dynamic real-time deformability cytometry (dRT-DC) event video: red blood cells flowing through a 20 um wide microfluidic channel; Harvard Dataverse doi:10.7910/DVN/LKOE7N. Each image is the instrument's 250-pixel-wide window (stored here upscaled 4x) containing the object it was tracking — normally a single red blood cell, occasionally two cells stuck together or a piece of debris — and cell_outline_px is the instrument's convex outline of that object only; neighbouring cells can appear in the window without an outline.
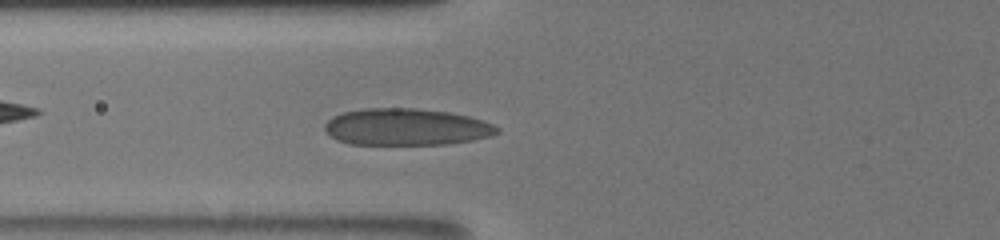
{"species": "human", "species_latin": "Homo sapiens", "temperature_condition": "room temperature", "stored_images_in_passage": 19, "camera_frame_rate_fps": 3000, "um_per_image_px": 0.085, "donor": {"sex": "male"}, "frame": {"image": 1, "passage_image": 11, "time_ms": 5.667, "image_size_px": [1000, 240], "cell_outline_px": [[500, 132], [488, 136], [472, 140], [448, 144], [348, 144], [336, 140], [324, 128], [324, 124], [332, 116], [344, 112], [368, 108], [412, 108], [448, 112], [468, 116], [492, 124], [500, 128]], "centroid_in_image_um": [34.51, 10.79], "position_along_channel_um": 91.3, "area_um2": 36.76}}
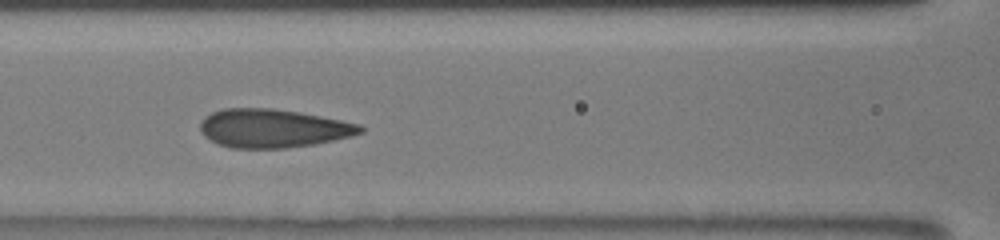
{"frame": {"image": 2, "passage_image": 14, "time_ms": 7.0, "image_size_px": [1000, 240], "cell_outline_px": [[364, 132], [352, 136], [312, 144], [284, 148], [232, 148], [220, 144], [204, 136], [200, 132], [200, 120], [204, 116], [212, 112], [224, 108], [272, 108], [300, 112], [360, 124], [364, 128]], "centroid_in_image_um": [23.18, 10.9], "position_along_channel_um": 143.4, "area_um2": 35.89}}